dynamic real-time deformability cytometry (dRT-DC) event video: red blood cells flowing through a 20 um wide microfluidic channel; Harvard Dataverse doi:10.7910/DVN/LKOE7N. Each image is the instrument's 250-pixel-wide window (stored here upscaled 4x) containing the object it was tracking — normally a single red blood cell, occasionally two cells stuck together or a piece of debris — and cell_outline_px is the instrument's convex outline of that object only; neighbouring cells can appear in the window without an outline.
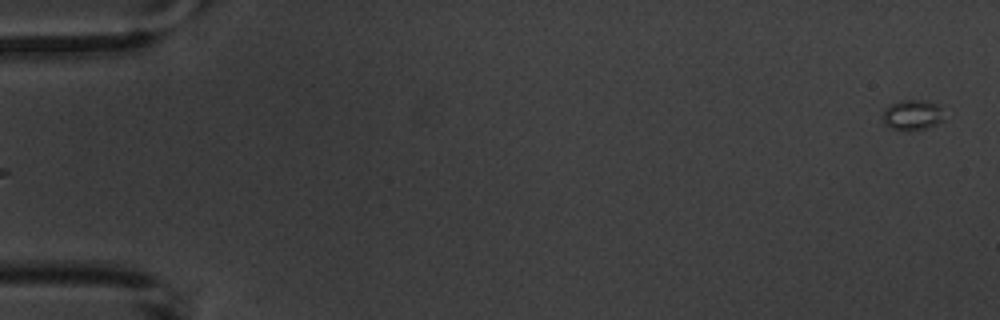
{"species": "common noctule bat (a hibernating species)", "species_latin": "Nyctalus noctula", "temperature_condition": "warm", "stored_images_in_passage": 5, "camera_frame_rate_fps": 3000, "um_per_image_px": 0.085, "animal": {"sex": "male", "body_mass_g": 20.1, "forearm_length_mm": 53.5}, "frame": {"image": 1, "passage_image": 5, "time_ms": 4.667, "image_size_px": [1000, 320], "cell_outline_px": [[940, 120], [936, 124], [928, 128], [908, 132], [892, 128], [884, 124], [884, 108], [888, 104], [900, 100], [924, 100], [936, 104], [940, 108]], "centroid_in_image_um": [77.48, 9.78], "position_along_channel_um": 7.5, "area_um2": 10.75}}